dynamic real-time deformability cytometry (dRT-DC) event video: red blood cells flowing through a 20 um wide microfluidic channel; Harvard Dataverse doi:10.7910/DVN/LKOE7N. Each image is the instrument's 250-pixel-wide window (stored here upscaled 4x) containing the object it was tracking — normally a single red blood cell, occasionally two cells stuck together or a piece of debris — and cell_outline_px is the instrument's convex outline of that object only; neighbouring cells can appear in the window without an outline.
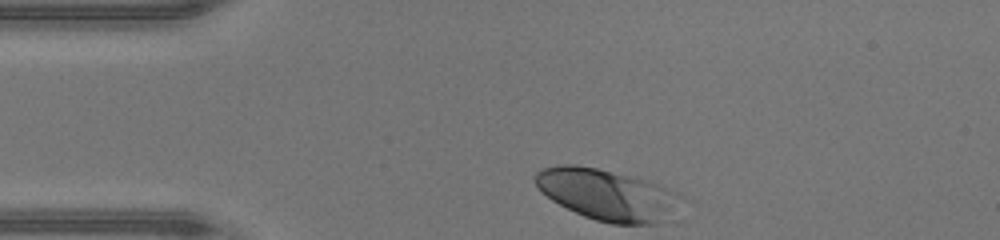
{"species": "human", "species_latin": "Homo sapiens", "temperature_condition": "warm", "stored_images_in_passage": 29, "camera_frame_rate_fps": 3000, "um_per_image_px": 0.085, "donor": {"sex": "male"}, "frame": {"image": 1, "passage_image": 1, "time_ms": 0.0, "image_size_px": [1000, 240], "cell_outline_px": [[688, 200], [676, 220], [656, 224], [612, 224], [596, 220], [584, 216], [552, 200], [536, 184], [532, 176], [536, 172], [544, 168], [560, 164], [576, 164], [596, 168], [656, 184], [684, 196]], "centroid_in_image_um": [51.79, 16.6], "position_along_channel_um": 33.2, "area_um2": 44.1}}
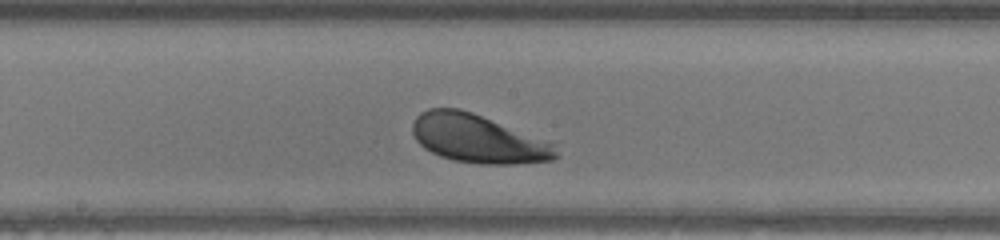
{"frame": {"image": 2, "passage_image": 16, "time_ms": 5.0, "image_size_px": [1000, 240], "cell_outline_px": [[560, 156], [552, 160], [516, 164], [480, 164], [452, 160], [440, 156], [424, 148], [416, 140], [412, 132], [412, 124], [416, 116], [420, 112], [428, 108], [460, 108], [472, 112], [556, 144]], "centroid_in_image_um": [40.63, 11.79], "position_along_channel_um": 207.6, "area_um2": 40.58}}
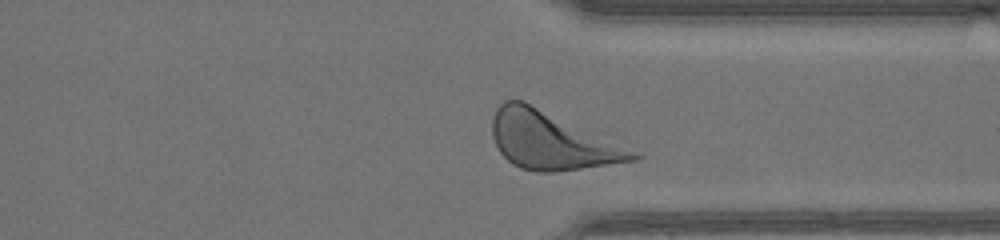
{"frame": {"image": 3, "passage_image": 27, "time_ms": 8.667, "image_size_px": [1000, 240], "cell_outline_px": [[644, 156], [636, 160], [556, 172], [536, 172], [520, 168], [512, 164], [500, 152], [492, 136], [492, 120], [496, 108], [504, 100], [524, 100]], "centroid_in_image_um": [46.8, 11.96], "position_along_channel_um": 364.6, "area_um2": 46.47}}